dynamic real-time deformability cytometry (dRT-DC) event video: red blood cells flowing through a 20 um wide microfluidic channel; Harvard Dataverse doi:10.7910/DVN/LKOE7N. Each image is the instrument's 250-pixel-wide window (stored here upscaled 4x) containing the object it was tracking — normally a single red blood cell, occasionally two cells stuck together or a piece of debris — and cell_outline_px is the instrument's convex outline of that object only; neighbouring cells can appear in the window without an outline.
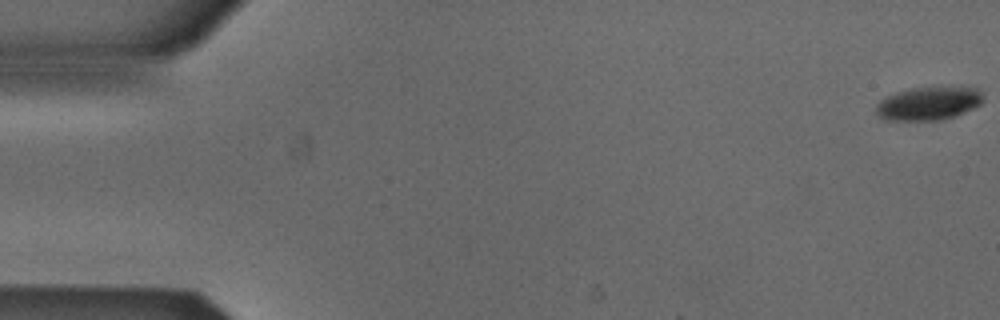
{"species": "Egyptian fruit bat (a non-hibernating species)", "species_latin": "Rousettus aegyptiacus", "temperature_condition": "cold", "stored_images_in_passage": 54, "camera_frame_rate_fps": 3000, "um_per_image_px": 0.085, "animal": {"sex": "male"}, "frame": {"image": 1, "passage_image": 1, "time_ms": 0.0, "image_size_px": [1000, 320], "cell_outline_px": [[984, 100], [980, 104], [956, 116], [940, 120], [884, 120], [876, 112], [876, 104], [880, 100], [896, 92], [912, 88], [976, 88], [984, 96]], "centroid_in_image_um": [78.91, 8.81], "position_along_channel_um": 6.1, "area_um2": 20.46}}
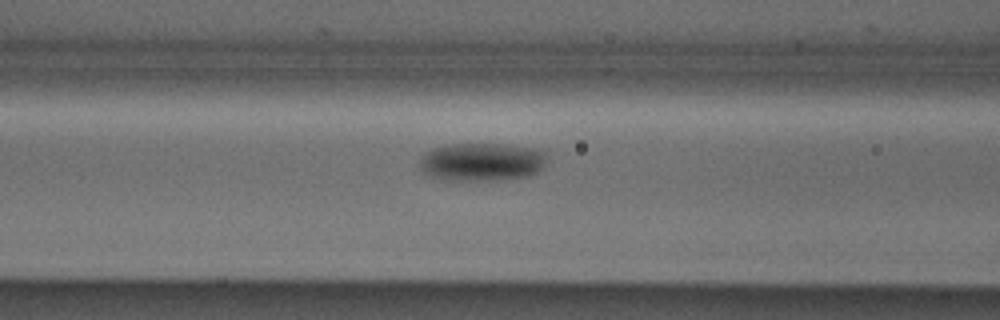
{"frame": {"image": 2, "passage_image": 22, "time_ms": 7.0, "image_size_px": [1000, 320], "cell_outline_px": [[548, 156], [544, 168], [536, 172], [524, 176], [496, 180], [444, 180], [428, 176], [420, 172], [416, 164], [424, 152], [432, 148], [452, 144], [508, 144], [548, 148]], "centroid_in_image_um": [40.97, 13.74], "position_along_channel_um": 125.6, "area_um2": 29.36}}
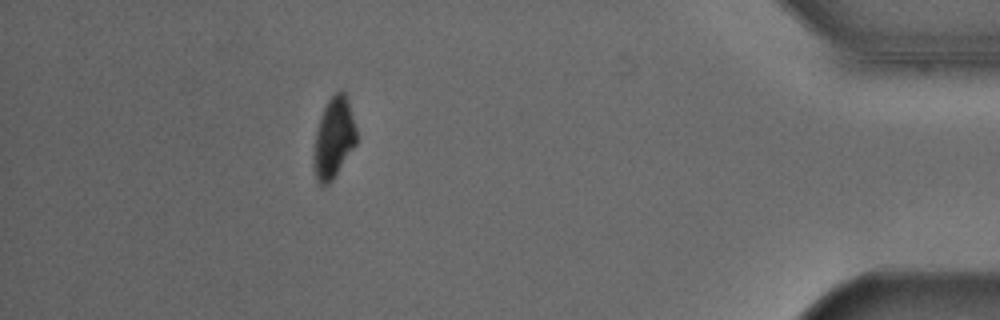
{"frame": {"image": 3, "passage_image": 48, "time_ms": 15.667, "image_size_px": [1000, 320], "cell_outline_px": [[356, 144], [332, 180], [328, 184], [320, 184], [316, 180], [312, 156], [316, 132], [320, 116], [328, 100], [340, 88], [344, 92], [348, 100], [356, 128]], "centroid_in_image_um": [28.35, 11.72], "position_along_channel_um": 406.8, "area_um2": 20.0}, "authors_computed_cell_mechanics": {"area_um2": 23.2067, "velocity_mm_per_s": 3.8698, "shape_relaxation_time_tau1_ms": 1.4292, "shape_relaxation_time_tau2_ms": null, "deformation_change_tau1": 0.0855, "deformation_change_tau2": null}}